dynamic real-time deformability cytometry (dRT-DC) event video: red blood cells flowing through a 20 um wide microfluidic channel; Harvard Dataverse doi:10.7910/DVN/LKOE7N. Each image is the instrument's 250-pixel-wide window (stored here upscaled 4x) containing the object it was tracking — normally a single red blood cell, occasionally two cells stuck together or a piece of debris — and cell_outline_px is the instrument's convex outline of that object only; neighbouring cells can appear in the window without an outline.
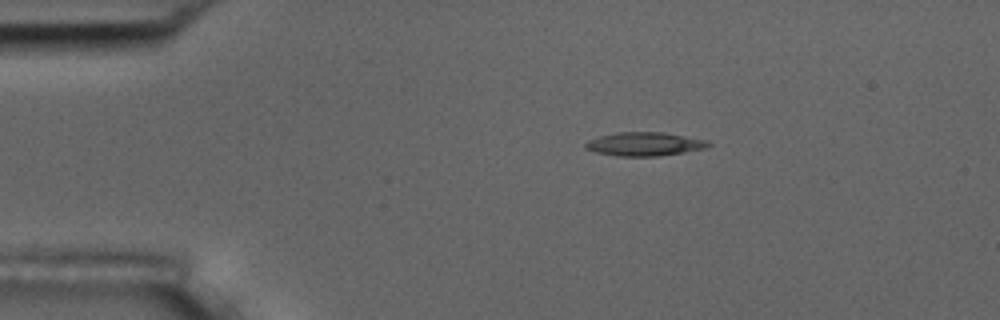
{"species": "common noctule bat (a hibernating species)", "species_latin": "Nyctalus noctula", "temperature_condition": "room temperature", "stored_images_in_passage": 46, "camera_frame_rate_fps": 3000, "um_per_image_px": 0.085, "animal": {"sex": "male", "body_mass_g": 17.5, "forearm_length_mm": 52.3}, "frame": {"image": 1, "passage_image": 1, "time_ms": 0.0, "image_size_px": [1000, 320], "cell_outline_px": [[712, 144], [708, 148], [660, 156], [616, 156], [596, 152], [584, 148], [584, 144], [588, 140], [600, 136], [620, 132], [664, 132], [708, 140]], "centroid_in_image_um": [54.82, 12.24], "position_along_channel_um": 30.2, "area_um2": 17.05}}
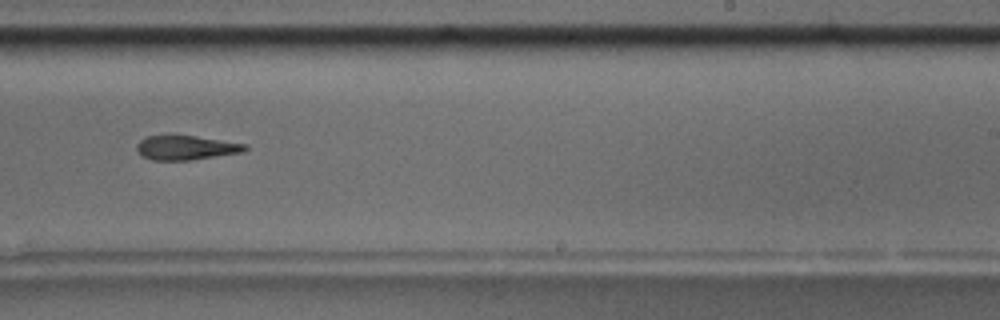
{"frame": {"image": 2, "passage_image": 25, "time_ms": 8.0, "image_size_px": [1000, 320], "cell_outline_px": [[248, 148], [244, 152], [192, 160], [152, 160], [136, 152], [136, 144], [140, 140], [148, 136], [168, 132], [172, 132], [248, 144]], "centroid_in_image_um": [15.78, 12.51], "position_along_channel_um": 273.2, "area_um2": 16.18}}
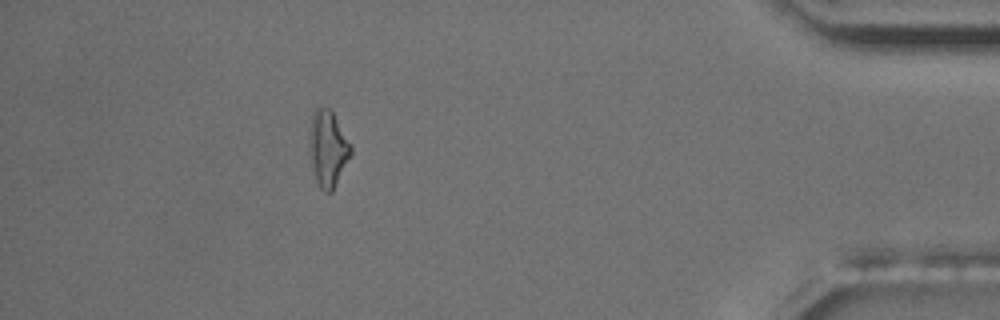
{"frame": {"image": 3, "passage_image": 40, "time_ms": 13.0, "image_size_px": [1000, 320], "cell_outline_px": [[352, 156], [332, 192], [324, 192], [320, 188], [316, 180], [308, 152], [308, 132], [312, 112], [320, 104], [332, 108], [352, 144]], "centroid_in_image_um": [27.87, 12.55], "position_along_channel_um": 407.3, "area_um2": 19.48}, "authors_computed_cell_mechanics": {"area_um2": 16.7042, "velocity_mm_per_s": 3.6872, "shape_relaxation_time_tau1_ms": 8.8343, "shape_relaxation_time_tau2_ms": null, "deformation_change_tau1": 0.2368, "deformation_change_tau2": null}}